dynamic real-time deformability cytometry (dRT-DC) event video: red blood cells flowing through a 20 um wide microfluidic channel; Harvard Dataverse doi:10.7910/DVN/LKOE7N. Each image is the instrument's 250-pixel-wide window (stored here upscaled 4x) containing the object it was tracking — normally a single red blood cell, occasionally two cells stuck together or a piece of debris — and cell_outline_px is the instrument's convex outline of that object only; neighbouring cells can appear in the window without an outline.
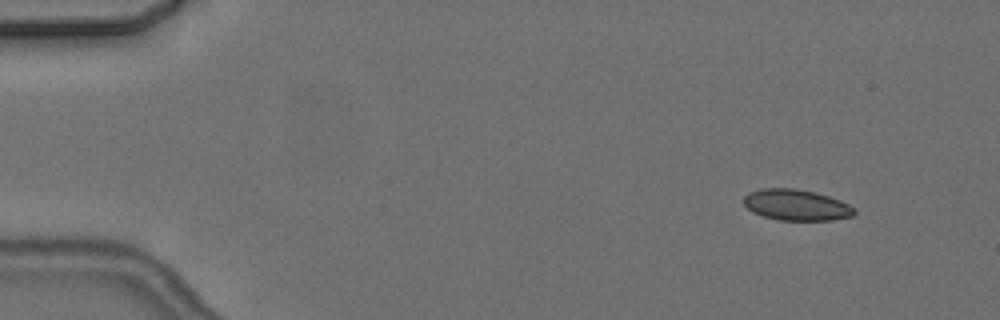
{"species": "common noctule bat (a hibernating species)", "species_latin": "Nyctalus noctula", "temperature_condition": "cold", "stored_images_in_passage": 6, "camera_frame_rate_fps": 3000, "um_per_image_px": 0.085, "animal": {"sex": "female", "body_mass_g": 24.6, "forearm_length_mm": 56.2}, "frame": {"image": 1, "passage_image": 2, "time_ms": 1.0, "image_size_px": [1000, 320], "cell_outline_px": [[856, 212], [852, 216], [832, 220], [776, 220], [752, 212], [744, 204], [744, 196], [748, 192], [760, 188], [796, 188], [816, 192], [840, 200], [856, 208]], "centroid_in_image_um": [67.68, 17.41], "position_along_channel_um": 17.3, "area_um2": 20.17}}
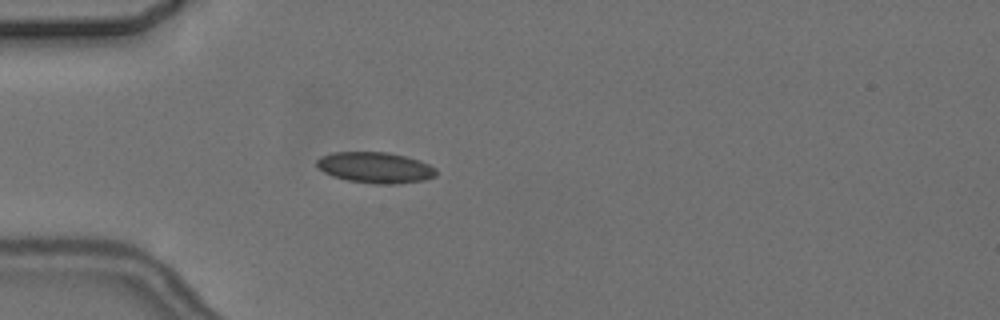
{"frame": {"image": 2, "passage_image": 5, "time_ms": 4.667, "image_size_px": [1000, 320], "cell_outline_px": [[436, 176], [424, 180], [396, 184], [376, 184], [348, 180], [332, 176], [324, 172], [316, 164], [316, 160], [320, 156], [332, 152], [388, 152], [420, 160], [436, 168]], "centroid_in_image_um": [31.9, 14.24], "position_along_channel_um": 53.1, "area_um2": 21.56}}